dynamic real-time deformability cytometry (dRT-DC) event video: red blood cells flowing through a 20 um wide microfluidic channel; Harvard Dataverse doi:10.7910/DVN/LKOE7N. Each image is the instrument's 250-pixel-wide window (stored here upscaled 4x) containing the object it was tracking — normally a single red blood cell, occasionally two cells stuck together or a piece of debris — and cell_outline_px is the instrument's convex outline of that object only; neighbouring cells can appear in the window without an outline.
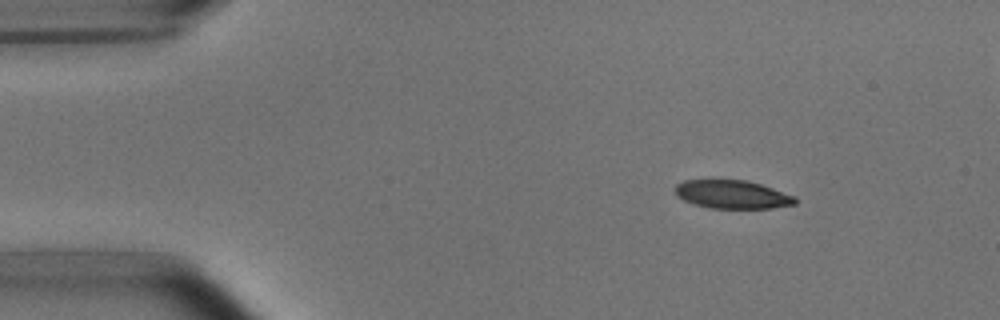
{"species": "common noctule bat (a hibernating species)", "species_latin": "Nyctalus noctula", "temperature_condition": "room temperature", "stored_images_in_passage": 3, "camera_frame_rate_fps": 3000, "um_per_image_px": 0.085, "animal": {"sex": "male", "body_mass_g": 15.6}, "frame": {"image": 1, "passage_image": 1, "time_ms": 0.0, "image_size_px": [1000, 320], "cell_outline_px": [[796, 204], [772, 208], [708, 208], [684, 200], [676, 196], [676, 184], [684, 180], [712, 176], [748, 180], [796, 196]], "centroid_in_image_um": [62.19, 16.46], "position_along_channel_um": 22.8, "area_um2": 20.69}}